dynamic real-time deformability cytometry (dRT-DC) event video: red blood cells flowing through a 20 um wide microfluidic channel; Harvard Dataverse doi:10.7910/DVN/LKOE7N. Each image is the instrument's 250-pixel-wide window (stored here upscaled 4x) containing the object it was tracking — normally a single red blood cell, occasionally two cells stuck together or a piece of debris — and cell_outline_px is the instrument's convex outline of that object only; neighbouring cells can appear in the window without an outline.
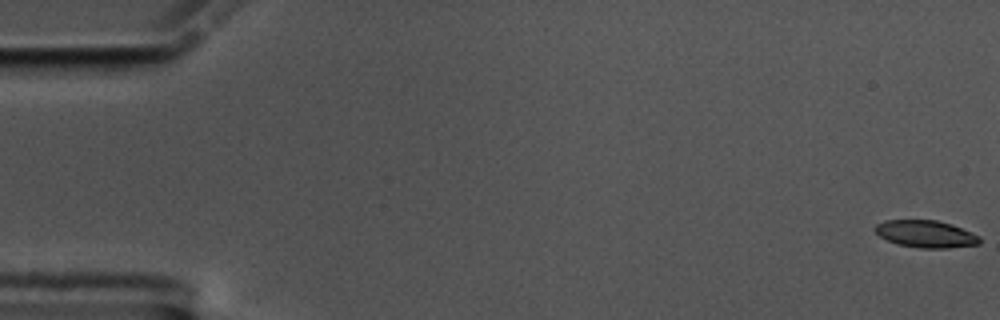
{"species": "common noctule bat (a hibernating species)", "species_latin": "Nyctalus noctula", "temperature_condition": "cold", "stored_images_in_passage": 59, "camera_frame_rate_fps": 3000, "um_per_image_px": 0.085, "animal": {"sex": "male", "body_mass_g": 17.5, "forearm_length_mm": 52.3}, "frame": {"image": 1, "passage_image": 1, "time_ms": 0.0, "image_size_px": [1000, 320], "cell_outline_px": [[980, 244], [948, 248], [920, 248], [896, 244], [880, 236], [872, 228], [876, 224], [884, 220], [936, 220], [952, 224], [980, 236]], "centroid_in_image_um": [78.68, 19.88], "position_along_channel_um": 6.3, "area_um2": 16.65}}
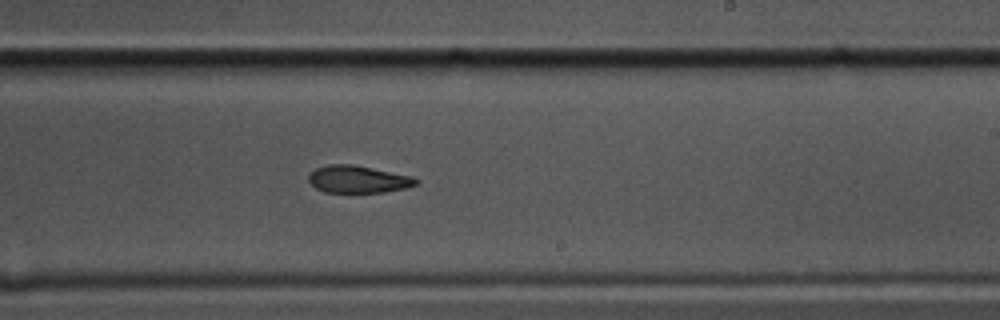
{"frame": {"image": 2, "passage_image": 35, "time_ms": 11.333, "image_size_px": [1000, 320], "cell_outline_px": [[420, 180], [416, 184], [404, 188], [384, 192], [324, 192], [316, 188], [308, 180], [308, 176], [316, 168], [328, 164], [352, 164], [412, 176]], "centroid_in_image_um": [30.42, 15.23], "position_along_channel_um": 258.6, "area_um2": 16.94}}
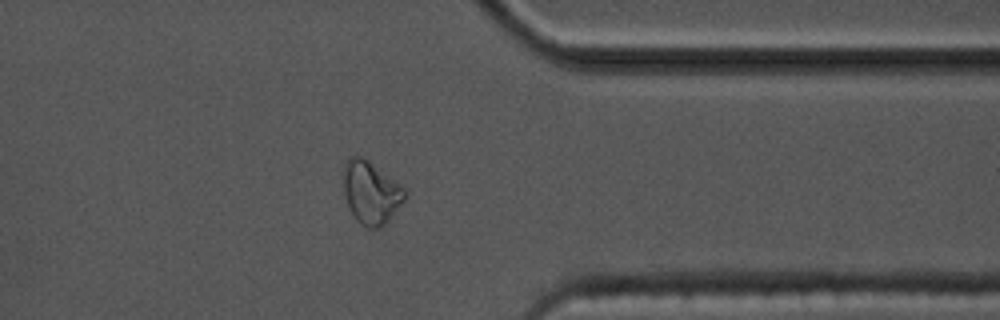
{"frame": {"image": 3, "passage_image": 46, "time_ms": 15.0, "image_size_px": [1000, 320], "cell_outline_px": [[408, 196], [388, 220], [380, 228], [368, 228], [360, 224], [356, 220], [348, 208], [344, 196], [344, 160], [352, 156], [360, 156], [368, 160], [400, 184], [408, 192]], "centroid_in_image_um": [31.52, 16.37], "position_along_channel_um": 379.9, "area_um2": 22.54}, "authors_computed_cell_mechanics": {"area_um2": 18.2648, "velocity_mm_per_s": 3.5245, "shape_relaxation_time_tau1_ms": 5.1538, "shape_relaxation_time_tau2_ms": 9.6134, "deformation_change_tau1": 0.1475, "deformation_change_tau2": 0.2037}}